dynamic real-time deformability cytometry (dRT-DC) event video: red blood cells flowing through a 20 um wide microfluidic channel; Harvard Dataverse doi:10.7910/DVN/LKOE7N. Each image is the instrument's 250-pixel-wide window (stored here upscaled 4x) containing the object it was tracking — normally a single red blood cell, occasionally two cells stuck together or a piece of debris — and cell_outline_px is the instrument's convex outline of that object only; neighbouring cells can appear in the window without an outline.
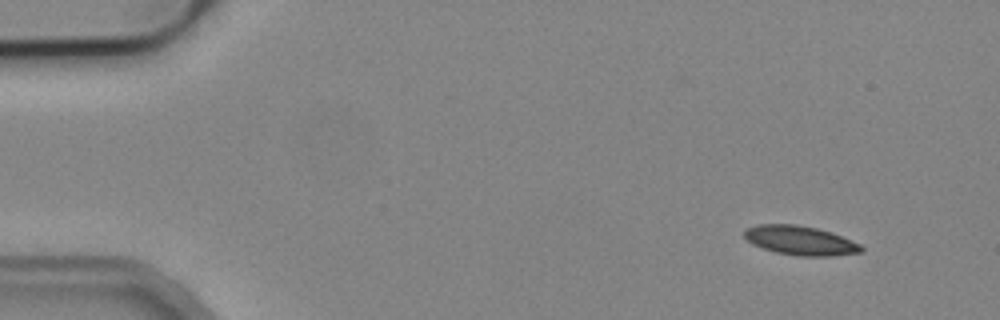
{"species": "common noctule bat (a hibernating species)", "species_latin": "Nyctalus noctula", "temperature_condition": "cold", "stored_images_in_passage": 4, "camera_frame_rate_fps": 3000, "um_per_image_px": 0.085, "animal": {"sex": "male", "body_mass_g": 19.2, "forearm_length_mm": 51.8}, "frame": {"image": 1, "passage_image": 1, "time_ms": 0.0, "image_size_px": [1000, 320], "cell_outline_px": [[864, 252], [832, 256], [800, 256], [776, 252], [752, 244], [744, 236], [744, 232], [748, 228], [756, 224], [796, 224], [816, 228], [840, 236], [860, 244], [864, 248]], "centroid_in_image_um": [68.03, 20.44], "position_along_channel_um": 17.0, "area_um2": 19.71}}